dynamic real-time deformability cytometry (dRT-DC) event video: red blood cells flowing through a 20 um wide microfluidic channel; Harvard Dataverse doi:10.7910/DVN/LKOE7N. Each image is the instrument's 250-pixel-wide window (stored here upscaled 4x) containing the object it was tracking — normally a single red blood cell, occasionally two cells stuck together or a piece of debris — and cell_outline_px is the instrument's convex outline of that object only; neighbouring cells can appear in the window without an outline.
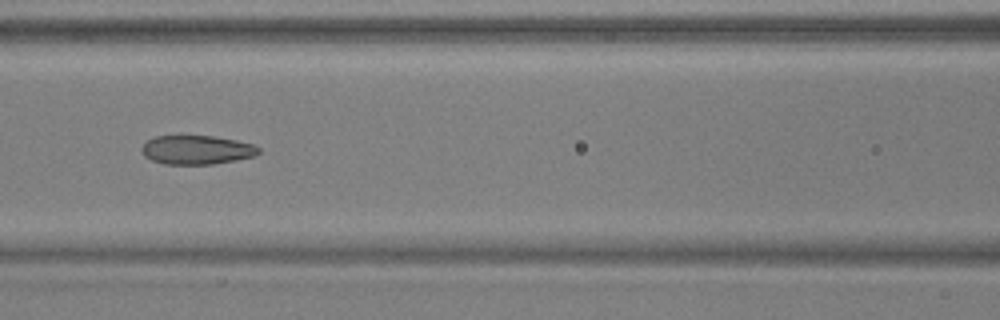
{"species": "common noctule bat (a hibernating species)", "species_latin": "Nyctalus noctula", "temperature_condition": "warm", "stored_images_in_passage": 8, "camera_frame_rate_fps": 3000, "um_per_image_px": 0.085, "animal": {"sex": "male", "body_mass_g": 17.9, "forearm_length_mm": 54.2}, "frame": {"image": 1, "passage_image": 6, "time_ms": 1.667, "image_size_px": [1000, 320], "cell_outline_px": [[260, 152], [256, 156], [236, 160], [212, 164], [164, 164], [152, 160], [144, 156], [140, 148], [148, 140], [156, 136], [180, 132], [216, 136], [236, 140], [252, 144], [260, 148]], "centroid_in_image_um": [16.69, 12.68], "position_along_channel_um": 149.9, "area_um2": 20.63}}
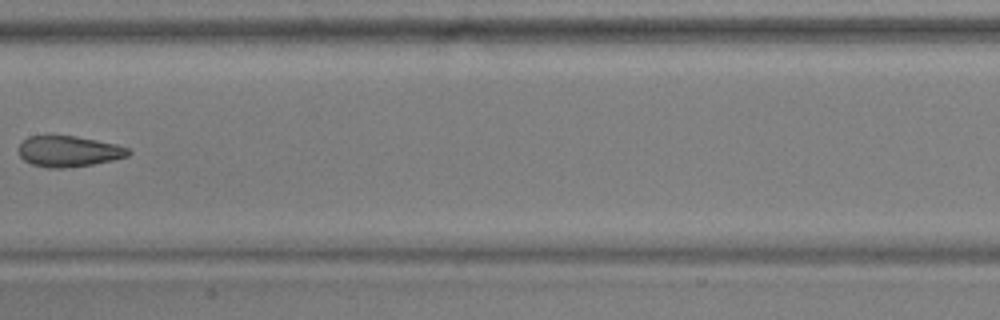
{"frame": {"image": 2, "passage_image": 7, "time_ms": 2.0, "image_size_px": [1000, 320], "cell_outline_px": [[132, 152], [128, 156], [112, 160], [92, 164], [64, 168], [48, 168], [32, 164], [24, 160], [20, 156], [20, 144], [28, 136], [76, 136], [116, 144], [128, 148]], "centroid_in_image_um": [5.86, 12.86], "position_along_channel_um": 201.5, "area_um2": 19.54}}